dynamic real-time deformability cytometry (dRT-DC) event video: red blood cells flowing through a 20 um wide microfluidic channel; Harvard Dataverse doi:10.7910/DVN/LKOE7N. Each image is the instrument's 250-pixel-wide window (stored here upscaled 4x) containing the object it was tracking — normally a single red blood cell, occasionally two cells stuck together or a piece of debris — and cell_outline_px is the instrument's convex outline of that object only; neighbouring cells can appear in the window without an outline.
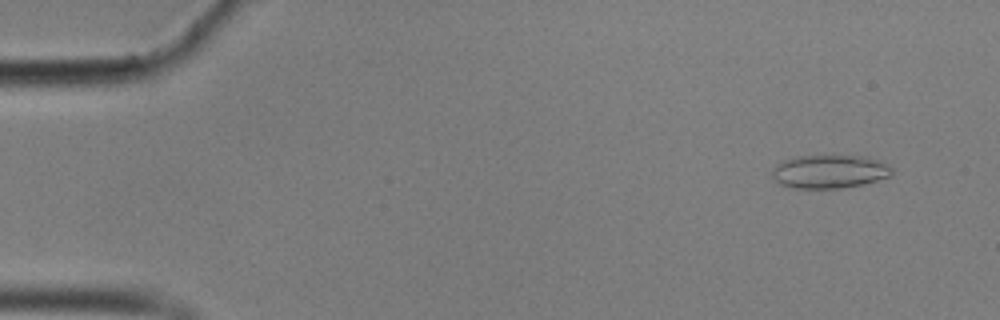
{"species": "common noctule bat (a hibernating species)", "species_latin": "Nyctalus noctula", "temperature_condition": "cold", "stored_images_in_passage": 15, "camera_frame_rate_fps": 3000, "um_per_image_px": 0.085, "animal": {"sex": "male", "body_mass_g": 17.9}, "frame": {"image": 1, "passage_image": 4, "time_ms": 1.0, "image_size_px": [1000, 320], "cell_outline_px": [[892, 176], [864, 184], [840, 188], [792, 188], [780, 184], [772, 176], [772, 168], [776, 164], [784, 160], [796, 156], [868, 156], [888, 164], [892, 168]], "centroid_in_image_um": [70.52, 14.58], "position_along_channel_um": 14.5, "area_um2": 23.47}}